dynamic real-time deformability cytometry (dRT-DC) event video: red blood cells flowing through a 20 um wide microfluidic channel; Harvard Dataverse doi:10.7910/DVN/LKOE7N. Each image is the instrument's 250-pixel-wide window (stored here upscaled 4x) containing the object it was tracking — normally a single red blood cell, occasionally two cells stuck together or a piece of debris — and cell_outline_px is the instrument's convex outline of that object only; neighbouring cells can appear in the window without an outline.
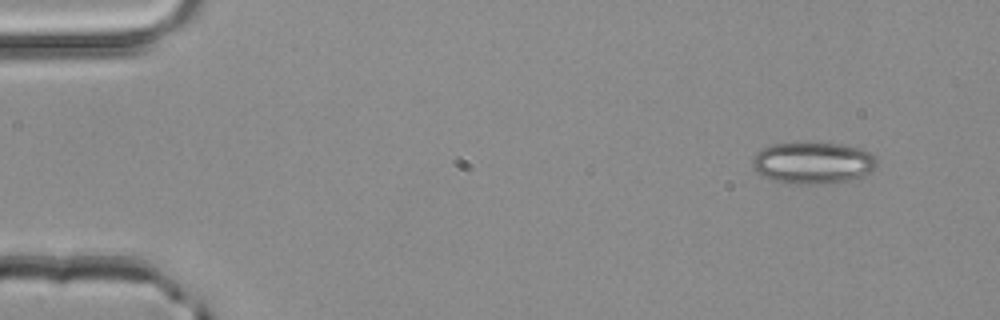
{"species": "common noctule bat (a hibernating species)", "species_latin": "Nyctalus noctula", "temperature_condition": "room temperature", "stored_images_in_passage": 3, "camera_frame_rate_fps": 3000, "um_per_image_px": 0.085, "animal": {"sex": "male", "body_mass_g": 20.4}, "frame": {"image": 1, "passage_image": 1, "time_ms": 0.0, "image_size_px": [1000, 320], "cell_outline_px": [[876, 168], [872, 172], [864, 176], [848, 180], [828, 184], [788, 184], [772, 180], [760, 176], [752, 168], [752, 160], [756, 152], [760, 148], [772, 144], [840, 144], [856, 148], [868, 152], [876, 160]], "centroid_in_image_um": [69.04, 13.88], "position_along_channel_um": 16.0, "area_um2": 30.29}}